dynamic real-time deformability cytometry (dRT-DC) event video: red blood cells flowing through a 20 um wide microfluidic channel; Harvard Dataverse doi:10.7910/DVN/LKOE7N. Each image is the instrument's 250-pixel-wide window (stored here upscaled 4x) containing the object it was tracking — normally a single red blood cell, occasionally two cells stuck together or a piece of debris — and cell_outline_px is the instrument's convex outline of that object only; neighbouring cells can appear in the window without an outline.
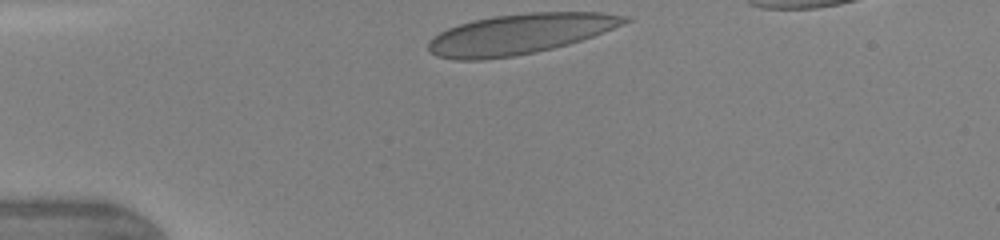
{"species": "human", "species_latin": "Homo sapiens", "temperature_condition": "warm", "stored_images_in_passage": 9, "camera_frame_rate_fps": 3000, "um_per_image_px": 0.085, "donor": {"sex": "female"}, "frame": {"image": 1, "passage_image": 1, "time_ms": 0.0, "image_size_px": [1000, 240], "cell_outline_px": [[632, 20], [604, 32], [568, 44], [536, 52], [516, 56], [484, 60], [456, 60], [436, 56], [428, 52], [428, 40], [440, 32], [448, 28], [472, 20], [492, 16], [528, 12], [600, 12], [628, 16]], "centroid_in_image_um": [44.15, 2.89], "position_along_channel_um": 40.9, "area_um2": 46.24}}